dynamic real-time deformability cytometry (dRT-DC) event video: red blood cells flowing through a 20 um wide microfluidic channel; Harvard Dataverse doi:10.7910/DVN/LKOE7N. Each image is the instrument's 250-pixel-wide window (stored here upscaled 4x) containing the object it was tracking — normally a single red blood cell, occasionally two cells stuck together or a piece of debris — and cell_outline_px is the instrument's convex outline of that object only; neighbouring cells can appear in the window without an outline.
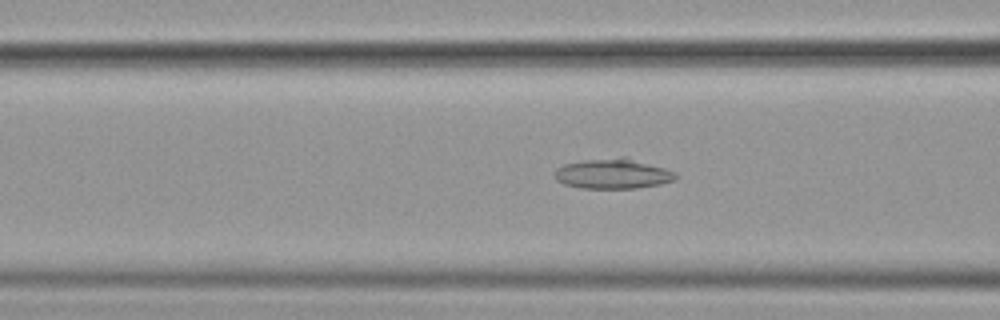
{"species": "common noctule bat (a hibernating species)", "species_latin": "Nyctalus noctula", "temperature_condition": "cold", "stored_images_in_passage": 57, "camera_frame_rate_fps": 3000, "um_per_image_px": 0.085, "animal": {"sex": "female", "body_mass_g": 19.9}, "frame": {"image": 1, "passage_image": 23, "time_ms": 7.333, "image_size_px": [1000, 320], "cell_outline_px": [[680, 176], [676, 180], [660, 184], [636, 188], [580, 188], [564, 184], [556, 180], [556, 168], [564, 164], [584, 160], [620, 156], [624, 156], [664, 168], [676, 172]], "centroid_in_image_um": [52.13, 14.76], "position_along_channel_um": 114.5, "area_um2": 21.33}}
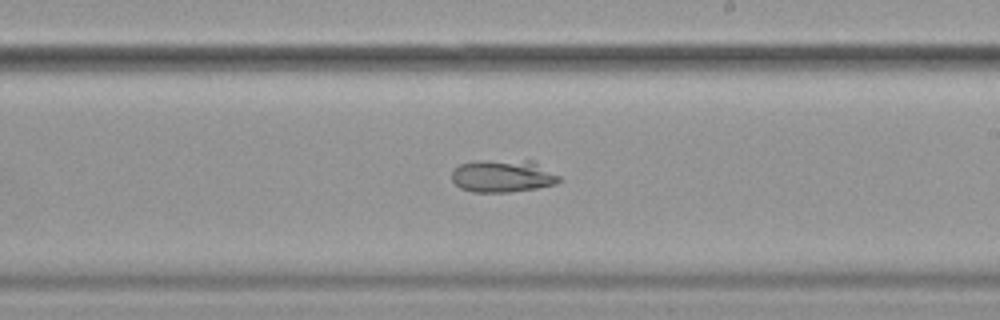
{"frame": {"image": 2, "passage_image": 34, "time_ms": 11.0, "image_size_px": [1000, 320], "cell_outline_px": [[564, 180], [556, 184], [536, 188], [508, 192], [472, 192], [460, 188], [452, 180], [452, 172], [460, 164], [476, 160], [532, 160], [560, 176]], "centroid_in_image_um": [42.76, 14.95], "position_along_channel_um": 246.2, "area_um2": 20.58}}
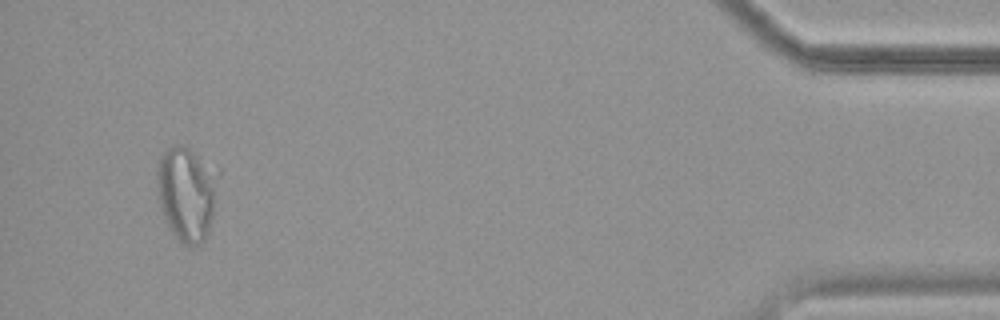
{"frame": {"image": 3, "passage_image": 54, "time_ms": 17.667, "image_size_px": [1000, 320], "cell_outline_px": [[220, 176], [208, 232], [204, 240], [200, 244], [192, 248], [188, 248], [172, 232], [160, 208], [156, 184], [156, 164], [160, 156], [168, 148], [176, 144], [180, 144], [188, 148], [216, 164], [220, 168]], "centroid_in_image_um": [15.89, 16.38], "position_along_channel_um": 419.3, "area_um2": 34.56}}